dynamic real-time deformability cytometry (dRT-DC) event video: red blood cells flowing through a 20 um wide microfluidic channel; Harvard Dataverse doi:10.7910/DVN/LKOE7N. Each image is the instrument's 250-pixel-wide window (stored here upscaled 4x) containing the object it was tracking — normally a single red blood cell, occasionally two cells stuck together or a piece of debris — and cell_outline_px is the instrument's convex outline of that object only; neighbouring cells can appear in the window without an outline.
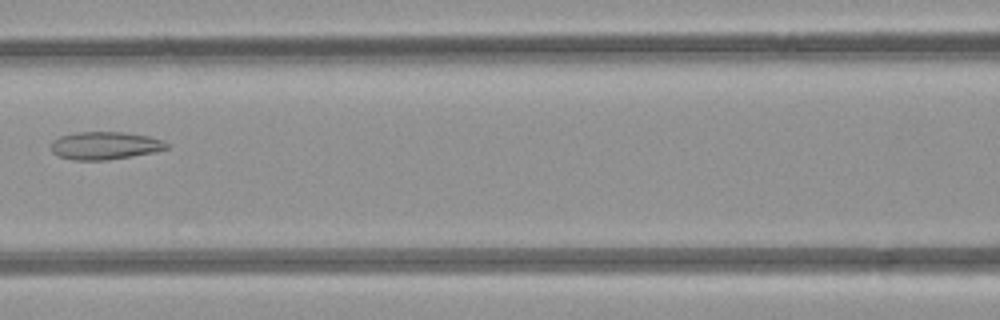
{"species": "common noctule bat (a hibernating species)", "species_latin": "Nyctalus noctula", "temperature_condition": "room temperature", "stored_images_in_passage": 5, "camera_frame_rate_fps": 3000, "um_per_image_px": 0.085, "animal": {"sex": "female", "body_mass_g": 21.9}, "frame": {"image": 1, "passage_image": 5, "time_ms": 5.333, "image_size_px": [1000, 320], "cell_outline_px": [[168, 148], [156, 152], [108, 160], [72, 160], [56, 156], [52, 152], [52, 140], [60, 136], [76, 132], [124, 132], [148, 136], [160, 140], [168, 144]], "centroid_in_image_um": [8.89, 12.38], "position_along_channel_um": 157.7, "area_um2": 18.79}}